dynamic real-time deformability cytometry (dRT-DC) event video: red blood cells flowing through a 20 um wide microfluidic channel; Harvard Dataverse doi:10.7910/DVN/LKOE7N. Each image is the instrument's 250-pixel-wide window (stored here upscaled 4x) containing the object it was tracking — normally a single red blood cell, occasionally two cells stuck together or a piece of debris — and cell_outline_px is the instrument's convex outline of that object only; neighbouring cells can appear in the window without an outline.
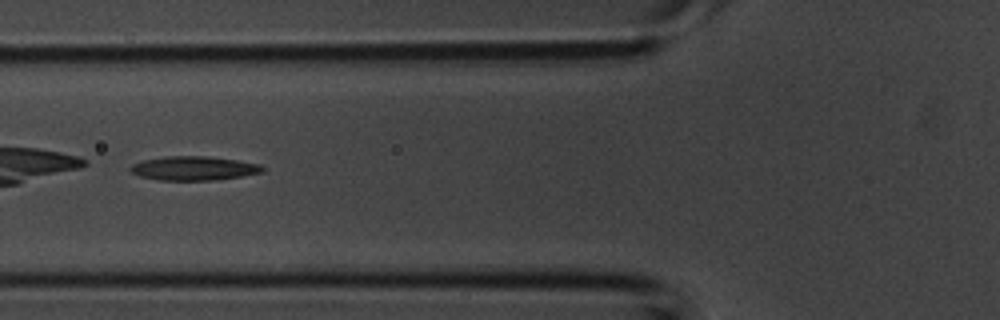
{"species": "common noctule bat (a hibernating species)", "species_latin": "Nyctalus noctula", "temperature_condition": "room temperature", "stored_images_in_passage": 4, "camera_frame_rate_fps": 3000, "um_per_image_px": 0.085, "animal": {"sex": "male", "body_mass_g": 20.1, "forearm_length_mm": 53.5}, "frame": {"image": 1, "passage_image": 4, "time_ms": 1.0, "image_size_px": [1000, 320], "cell_outline_px": [[264, 172], [216, 180], [160, 180], [140, 176], [132, 172], [128, 168], [132, 164], [144, 160], [164, 156], [208, 156], [236, 160], [260, 164], [264, 168]], "centroid_in_image_um": [16.47, 14.3], "position_along_channel_um": 109.3, "area_um2": 18.44}}